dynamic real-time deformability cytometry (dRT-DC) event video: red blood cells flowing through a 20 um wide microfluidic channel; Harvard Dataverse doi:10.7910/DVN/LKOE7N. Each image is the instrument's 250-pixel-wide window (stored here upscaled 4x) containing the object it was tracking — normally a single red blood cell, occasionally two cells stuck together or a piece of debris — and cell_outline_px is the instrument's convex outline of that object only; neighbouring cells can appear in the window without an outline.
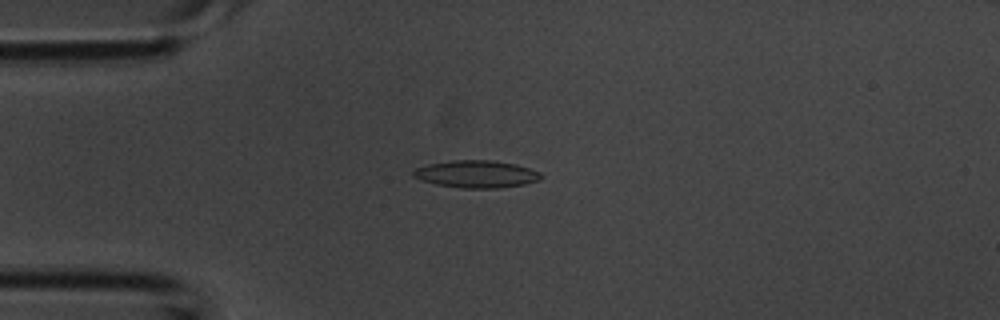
{"species": "common noctule bat (a hibernating species)", "species_latin": "Nyctalus noctula", "temperature_condition": "room temperature", "stored_images_in_passage": 36, "camera_frame_rate_fps": 3000, "um_per_image_px": 0.085, "animal": {"sex": "male", "body_mass_g": 20.1, "forearm_length_mm": 53.5}, "frame": {"image": 1, "passage_image": 5, "time_ms": 1.333, "image_size_px": [1000, 320], "cell_outline_px": [[544, 176], [540, 180], [524, 184], [500, 188], [460, 188], [436, 184], [420, 180], [412, 176], [412, 172], [416, 168], [428, 164], [452, 160], [492, 160], [516, 164], [540, 172]], "centroid_in_image_um": [40.49, 14.8], "position_along_channel_um": 44.5, "area_um2": 20.46}}
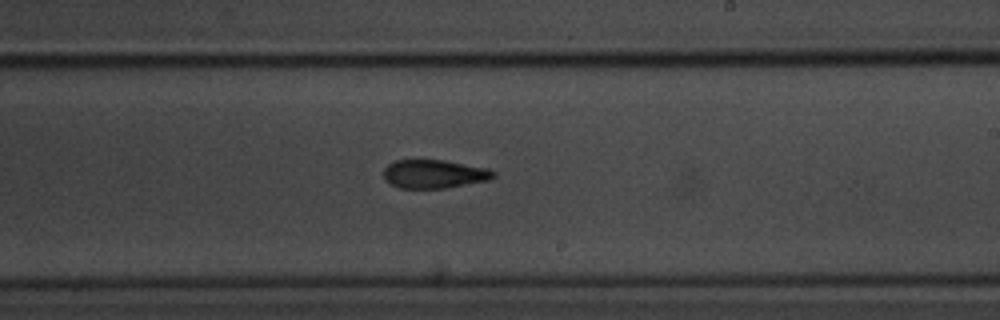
{"frame": {"image": 2, "passage_image": 19, "time_ms": 6.0, "image_size_px": [1000, 320], "cell_outline_px": [[496, 176], [488, 180], [444, 188], [400, 188], [388, 184], [384, 180], [384, 168], [392, 160], [444, 160], [488, 168], [496, 172]], "centroid_in_image_um": [36.87, 14.78], "position_along_channel_um": 252.1, "area_um2": 18.38}}
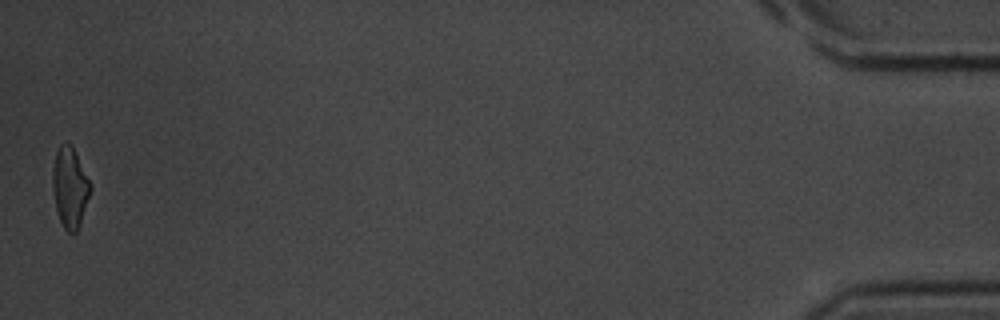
{"frame": {"image": 3, "passage_image": 36, "time_ms": 11.667, "image_size_px": [1000, 320], "cell_outline_px": [[92, 188], [80, 224], [76, 232], [68, 232], [64, 228], [60, 220], [56, 208], [52, 192], [52, 168], [56, 152], [60, 144], [72, 144]], "centroid_in_image_um": [5.92, 15.93], "position_along_channel_um": 429.3, "area_um2": 17.57}}